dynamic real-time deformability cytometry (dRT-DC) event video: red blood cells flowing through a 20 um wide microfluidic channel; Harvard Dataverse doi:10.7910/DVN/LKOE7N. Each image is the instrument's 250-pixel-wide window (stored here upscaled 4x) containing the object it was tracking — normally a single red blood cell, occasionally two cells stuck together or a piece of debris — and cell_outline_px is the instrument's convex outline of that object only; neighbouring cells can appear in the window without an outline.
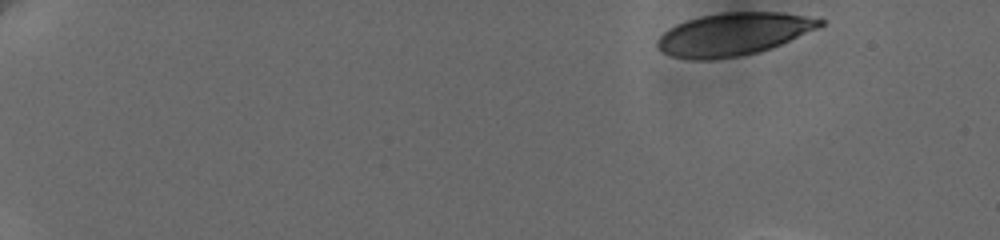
{"species": "human", "species_latin": "Homo sapiens", "temperature_condition": "cold", "stored_images_in_passage": 6, "camera_frame_rate_fps": 3000, "um_per_image_px": 0.085, "donor": {"sex": "female"}, "frame": {"image": 1, "passage_image": 1, "time_ms": 0.0, "image_size_px": [1000, 240], "cell_outline_px": [[824, 24], [816, 28], [780, 44], [756, 52], [736, 56], [708, 60], [692, 60], [672, 56], [660, 52], [656, 44], [656, 40], [668, 28], [676, 24], [700, 16], [724, 12], [780, 12], [804, 16], [824, 20]], "centroid_in_image_um": [62.26, 2.9], "position_along_channel_um": 22.7, "area_um2": 39.88}}
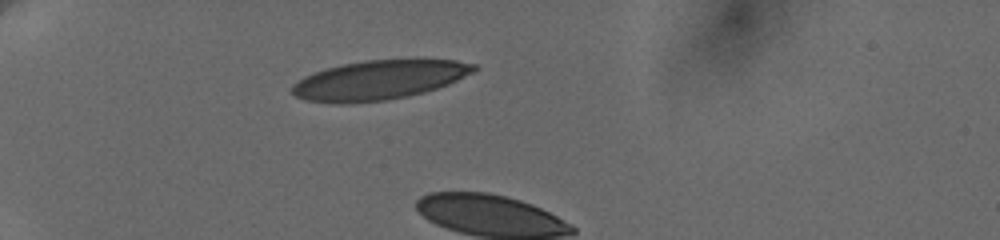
{"frame": {"image": 2, "passage_image": 5, "time_ms": 4.0, "image_size_px": [1000, 240], "cell_outline_px": [[476, 68], [472, 72], [448, 84], [424, 92], [408, 96], [384, 100], [348, 104], [332, 104], [304, 100], [296, 96], [292, 92], [292, 84], [296, 80], [312, 72], [324, 68], [364, 60], [416, 56], [456, 60], [476, 64]], "centroid_in_image_um": [32.22, 6.76], "position_along_channel_um": 52.8, "area_um2": 43.0}}